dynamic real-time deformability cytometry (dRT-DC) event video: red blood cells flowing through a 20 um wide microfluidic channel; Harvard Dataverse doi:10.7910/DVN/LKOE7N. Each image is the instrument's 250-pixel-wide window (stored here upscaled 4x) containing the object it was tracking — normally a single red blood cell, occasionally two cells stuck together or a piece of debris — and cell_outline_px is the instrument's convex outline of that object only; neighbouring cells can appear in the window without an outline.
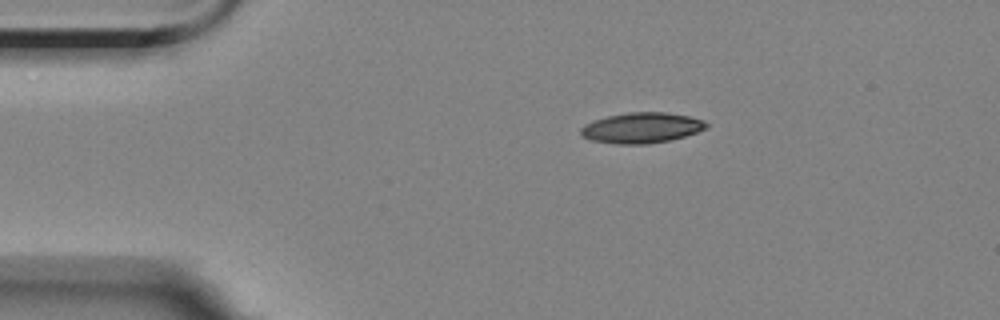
{"species": "Egyptian fruit bat (a non-hibernating species)", "species_latin": "Rousettus aegyptiacus", "temperature_condition": "room temperature", "stored_images_in_passage": 10, "camera_frame_rate_fps": 3000, "um_per_image_px": 0.085, "animal": {"sex": "female"}, "frame": {"image": 1, "passage_image": 1, "time_ms": 0.0, "image_size_px": [1000, 320], "cell_outline_px": [[708, 128], [684, 136], [668, 140], [648, 144], [616, 144], [588, 140], [580, 136], [580, 128], [584, 124], [608, 116], [628, 112], [668, 112], [688, 116], [704, 120], [708, 124]], "centroid_in_image_um": [54.51, 10.87], "position_along_channel_um": 30.5, "area_um2": 22.43}}
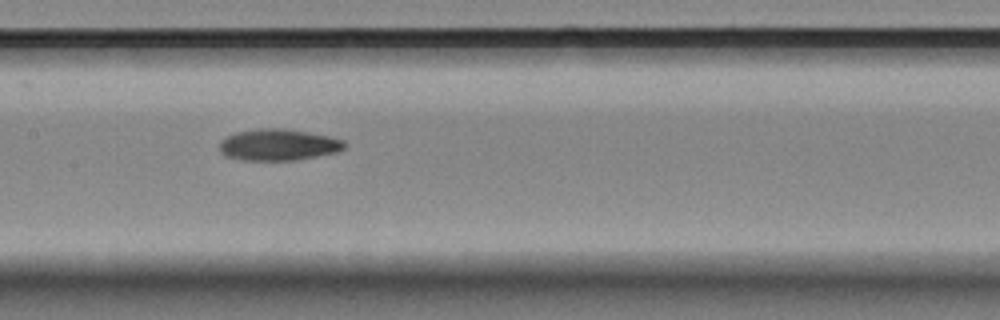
{"frame": {"image": 2, "passage_image": 6, "time_ms": 5.667, "image_size_px": [1000, 320], "cell_outline_px": [[344, 148], [340, 152], [296, 160], [244, 160], [224, 156], [220, 152], [220, 144], [228, 136], [236, 132], [260, 128], [284, 128], [308, 132], [328, 136], [344, 140]], "centroid_in_image_um": [23.68, 12.31], "position_along_channel_um": 183.7, "area_um2": 22.89}}
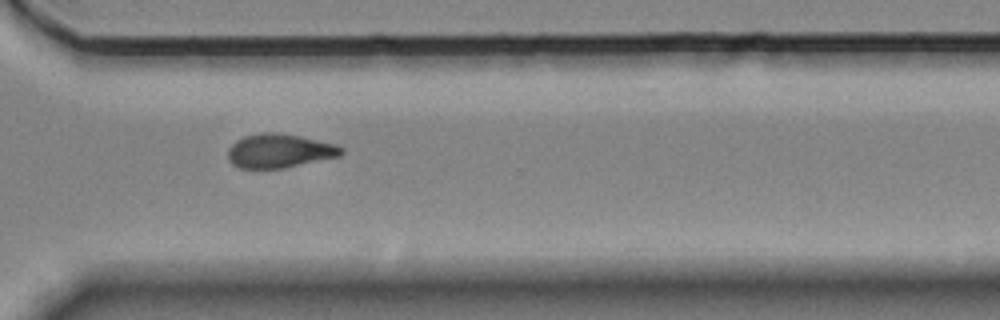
{"frame": {"image": 3, "passage_image": 10, "time_ms": 10.333, "image_size_px": [1000, 320], "cell_outline_px": [[344, 152], [340, 156], [284, 168], [240, 168], [232, 164], [228, 160], [228, 148], [236, 140], [244, 136], [264, 132], [276, 132], [300, 136], [336, 144], [344, 148]], "centroid_in_image_um": [23.75, 12.82], "position_along_channel_um": 346.8, "area_um2": 22.48}}